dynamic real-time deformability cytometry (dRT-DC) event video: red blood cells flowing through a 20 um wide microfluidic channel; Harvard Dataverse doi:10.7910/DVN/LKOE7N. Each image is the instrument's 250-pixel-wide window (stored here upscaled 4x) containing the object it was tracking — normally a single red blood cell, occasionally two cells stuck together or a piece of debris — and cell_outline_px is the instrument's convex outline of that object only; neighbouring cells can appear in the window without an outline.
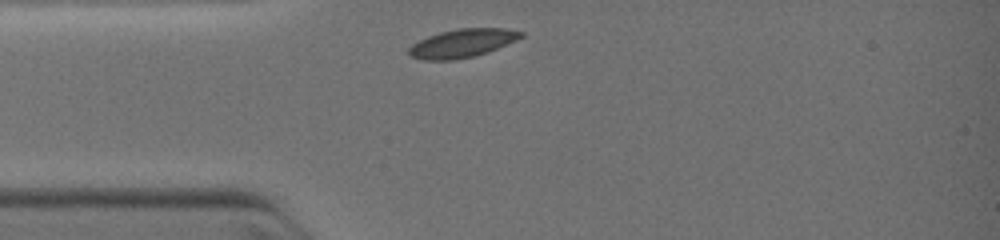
{"species": "common noctule bat (a hibernating species)", "species_latin": "Nyctalus noctula", "temperature_condition": "warm", "stored_images_in_passage": 26, "camera_frame_rate_fps": 3000, "um_per_image_px": 0.085, "animal": {"sex": "female", "body_mass_g": 19.0, "forearm_length_mm": 51.5}, "frame": {"image": 1, "passage_image": 1, "time_ms": 0.0, "image_size_px": [1000, 240], "cell_outline_px": [[524, 36], [516, 40], [488, 52], [472, 56], [452, 60], [424, 60], [408, 56], [408, 48], [412, 44], [428, 36], [440, 32], [456, 28], [504, 28], [524, 32]], "centroid_in_image_um": [39.27, 3.67], "position_along_channel_um": 45.7, "area_um2": 18.55}}
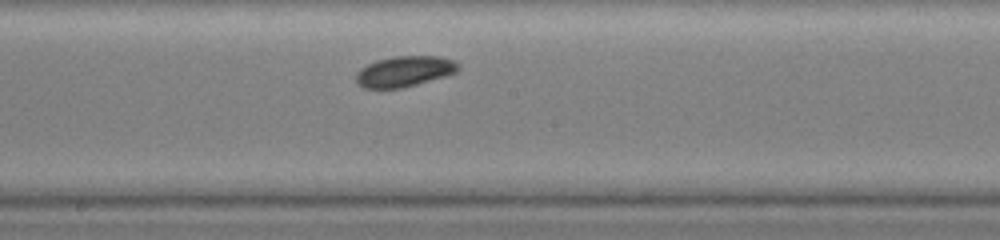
{"frame": {"image": 2, "passage_image": 15, "time_ms": 3.667, "image_size_px": [1000, 240], "cell_outline_px": [[460, 68], [456, 72], [444, 76], [404, 88], [364, 88], [356, 84], [356, 72], [360, 68], [376, 60], [392, 56], [440, 56], [456, 60], [460, 64]], "centroid_in_image_um": [34.38, 6.06], "position_along_channel_um": 213.8, "area_um2": 18.5}}
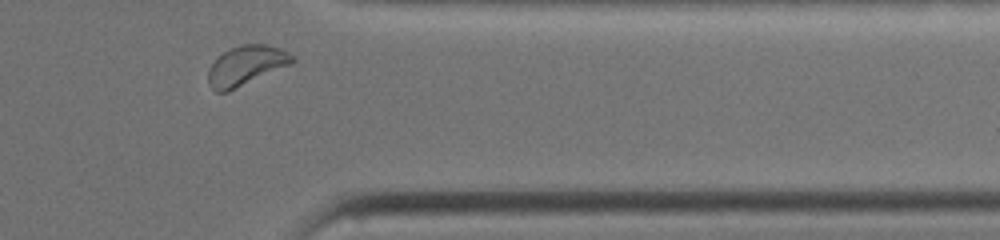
{"frame": {"image": 3, "passage_image": 26, "time_ms": 7.333, "image_size_px": [1000, 240], "cell_outline_px": [[296, 60], [292, 64], [228, 92], [216, 92], [208, 84], [208, 68], [228, 48], [240, 44], [268, 44], [280, 48], [288, 52]], "centroid_in_image_um": [20.92, 5.57], "position_along_channel_um": 390.5, "area_um2": 19.54}}